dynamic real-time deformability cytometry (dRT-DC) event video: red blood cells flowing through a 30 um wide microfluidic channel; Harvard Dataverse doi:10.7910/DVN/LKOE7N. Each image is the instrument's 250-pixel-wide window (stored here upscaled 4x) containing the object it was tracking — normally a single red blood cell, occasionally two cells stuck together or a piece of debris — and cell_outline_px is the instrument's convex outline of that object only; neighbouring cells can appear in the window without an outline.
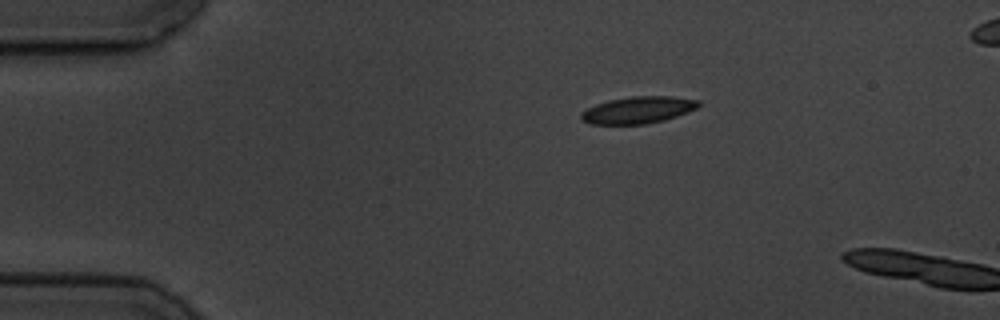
{"species": "common noctule bat (a hibernating species)", "species_latin": "Nyctalus noctula", "temperature_condition": "cold", "stored_images_in_passage": 2, "camera_frame_rate_fps": 3000, "um_per_image_px": 0.085, "animal": {"sex": "male", "body_mass_g": 19.5, "forearm_length_mm": 54.6}, "frame": {"image": 1, "passage_image": 1, "time_ms": 0.0, "image_size_px": [1000, 320], "cell_outline_px": [[700, 104], [696, 108], [688, 112], [664, 120], [644, 124], [592, 124], [580, 120], [580, 112], [596, 104], [608, 100], [632, 96], [672, 96], [700, 100]], "centroid_in_image_um": [54.22, 9.34], "position_along_channel_um": 30.8, "area_um2": 18.44}}